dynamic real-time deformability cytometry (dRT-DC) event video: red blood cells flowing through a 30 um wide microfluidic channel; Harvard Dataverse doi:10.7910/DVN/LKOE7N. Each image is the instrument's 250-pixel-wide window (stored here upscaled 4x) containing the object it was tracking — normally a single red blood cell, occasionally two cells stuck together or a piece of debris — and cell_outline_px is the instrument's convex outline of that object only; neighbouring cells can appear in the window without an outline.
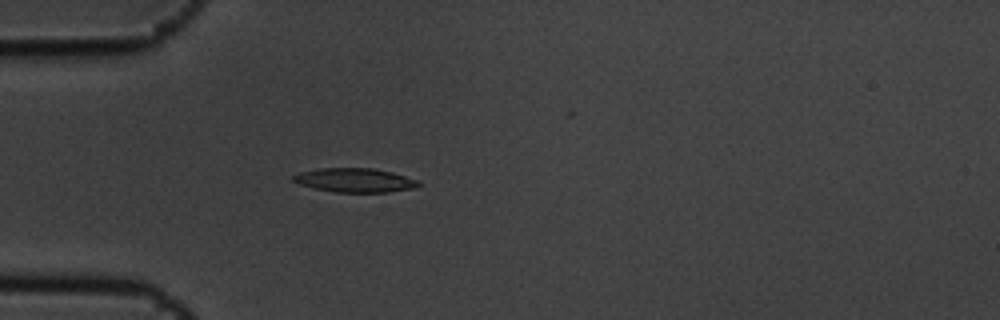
{"species": "common noctule bat (a hibernating species)", "species_latin": "Nyctalus noctula", "temperature_condition": "cold", "stored_images_in_passage": 5, "camera_frame_rate_fps": 3000, "um_per_image_px": 0.085, "animal": {"sex": "male", "body_mass_g": 19.5, "forearm_length_mm": 54.6}, "frame": {"image": 1, "passage_image": 5, "time_ms": 1.333, "image_size_px": [1000, 320], "cell_outline_px": [[420, 184], [412, 188], [388, 192], [336, 192], [316, 188], [300, 184], [292, 180], [292, 176], [300, 172], [320, 168], [372, 168], [392, 172], [420, 180]], "centroid_in_image_um": [30.18, 15.31], "position_along_channel_um": 54.8, "area_um2": 17.4}}